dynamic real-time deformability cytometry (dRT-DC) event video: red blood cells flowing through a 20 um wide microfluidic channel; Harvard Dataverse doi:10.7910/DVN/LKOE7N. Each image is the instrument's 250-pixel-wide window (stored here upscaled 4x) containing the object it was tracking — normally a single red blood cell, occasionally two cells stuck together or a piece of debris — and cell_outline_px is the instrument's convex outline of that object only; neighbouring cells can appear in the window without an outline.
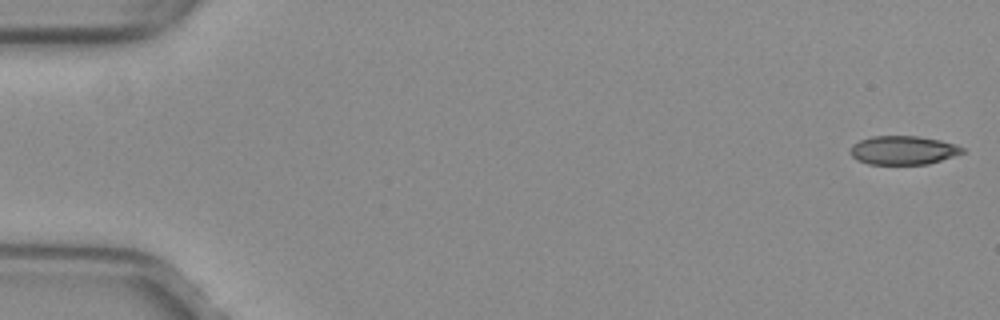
{"species": "common noctule bat (a hibernating species)", "species_latin": "Nyctalus noctula", "temperature_condition": "warm", "stored_images_in_passage": 52, "camera_frame_rate_fps": 3000, "um_per_image_px": 0.085, "animal": {"sex": "female", "body_mass_g": 29.2, "forearm_length_mm": 56.3}, "frame": {"image": 1, "passage_image": 1, "time_ms": 0.0, "image_size_px": [1000, 320], "cell_outline_px": [[964, 152], [928, 164], [868, 164], [856, 160], [848, 152], [848, 148], [852, 144], [860, 140], [872, 136], [920, 136], [940, 140], [956, 144], [964, 148]], "centroid_in_image_um": [76.71, 12.76], "position_along_channel_um": 8.3, "area_um2": 18.9}}
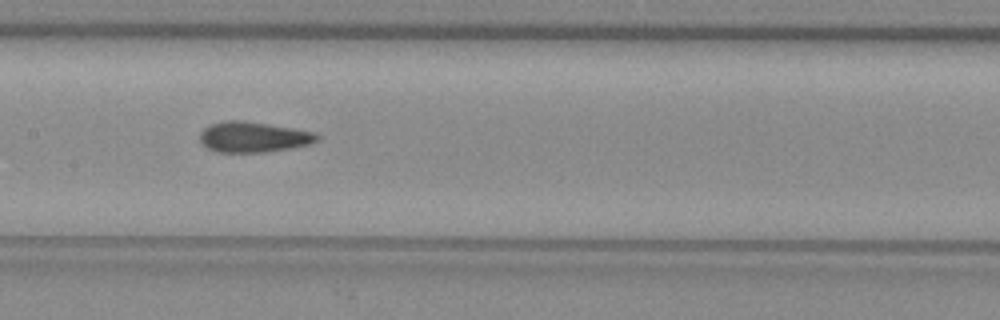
{"frame": {"image": 2, "passage_image": 26, "time_ms": 8.333, "image_size_px": [1000, 320], "cell_outline_px": [[320, 140], [312, 144], [264, 152], [216, 152], [208, 148], [200, 140], [200, 132], [204, 128], [212, 124], [224, 120], [244, 120], [316, 132], [320, 136]], "centroid_in_image_um": [21.57, 11.64], "position_along_channel_um": 185.8, "area_um2": 20.87}}
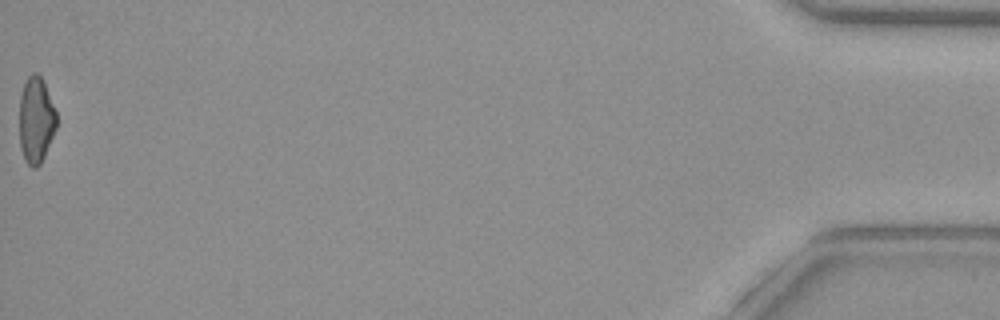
{"frame": {"image": 3, "passage_image": 52, "time_ms": 17.0, "image_size_px": [1000, 320], "cell_outline_px": [[56, 128], [44, 156], [40, 164], [36, 168], [32, 168], [24, 160], [20, 148], [20, 92], [28, 76], [32, 72], [36, 72], [40, 76], [44, 84], [56, 112]], "centroid_in_image_um": [3.04, 10.22], "position_along_channel_um": 432.2, "area_um2": 18.5}, "authors_computed_cell_mechanics": {"area_um2": 20.1722, "velocity_mm_per_s": 4.0286, "shape_relaxation_time_tau1_ms": null, "shape_relaxation_time_tau2_ms": 1.9906, "deformation_change_tau1": null, "deformation_change_tau2": 0.087}}